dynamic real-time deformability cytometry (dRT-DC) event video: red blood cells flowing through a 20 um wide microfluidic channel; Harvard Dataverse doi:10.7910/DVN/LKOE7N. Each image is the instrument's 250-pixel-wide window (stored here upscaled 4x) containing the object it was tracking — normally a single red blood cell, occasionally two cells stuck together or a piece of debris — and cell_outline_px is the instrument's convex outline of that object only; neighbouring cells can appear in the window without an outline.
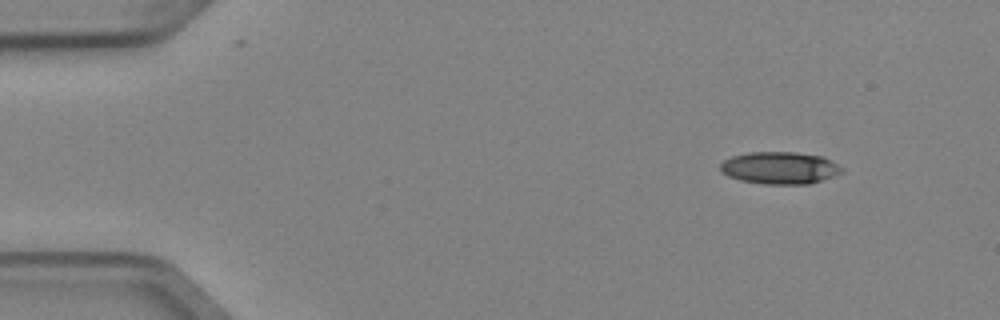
{"species": "Egyptian fruit bat (a non-hibernating species)", "species_latin": "Rousettus aegyptiacus", "temperature_condition": "cold", "stored_images_in_passage": 8, "camera_frame_rate_fps": 3000, "um_per_image_px": 0.085, "animal": {"sex": "female"}, "frame": {"image": 1, "passage_image": 2, "time_ms": 0.333, "image_size_px": [1000, 320], "cell_outline_px": [[844, 172], [808, 184], [764, 184], [740, 180], [728, 176], [720, 172], [720, 164], [724, 160], [732, 156], [748, 152], [796, 152], [820, 156], [844, 168]], "centroid_in_image_um": [66.24, 14.27], "position_along_channel_um": 18.8, "area_um2": 22.72}}
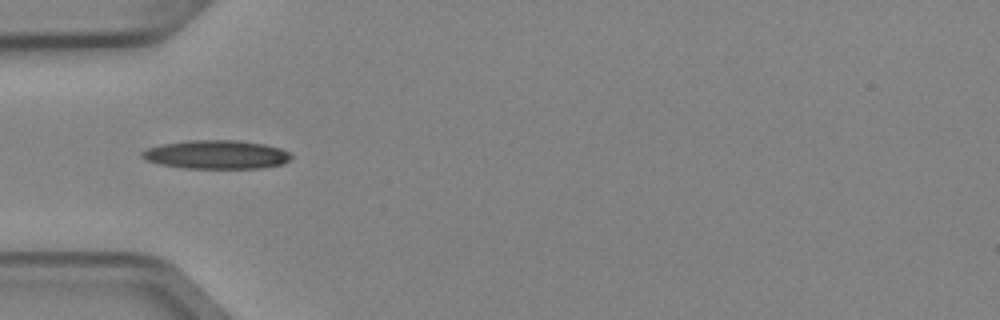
{"frame": {"image": 2, "passage_image": 5, "time_ms": 1.333, "image_size_px": [1000, 320], "cell_outline_px": [[292, 156], [284, 164], [264, 168], [184, 168], [160, 164], [148, 160], [140, 156], [140, 152], [148, 148], [160, 144], [188, 140], [240, 140], [264, 144], [280, 148], [288, 152]], "centroid_in_image_um": [18.39, 13.13], "position_along_channel_um": 66.6, "area_um2": 25.03}}
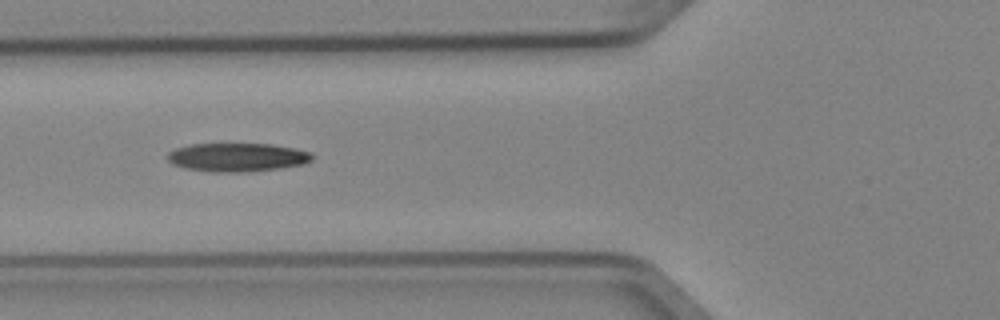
{"frame": {"image": 3, "passage_image": 6, "time_ms": 1.667, "image_size_px": [1000, 320], "cell_outline_px": [[312, 160], [304, 164], [276, 168], [240, 172], [216, 172], [184, 168], [172, 164], [168, 160], [168, 152], [176, 148], [192, 144], [272, 144], [296, 148], [312, 152]], "centroid_in_image_um": [20.17, 13.36], "position_along_channel_um": 105.6, "area_um2": 23.93}}